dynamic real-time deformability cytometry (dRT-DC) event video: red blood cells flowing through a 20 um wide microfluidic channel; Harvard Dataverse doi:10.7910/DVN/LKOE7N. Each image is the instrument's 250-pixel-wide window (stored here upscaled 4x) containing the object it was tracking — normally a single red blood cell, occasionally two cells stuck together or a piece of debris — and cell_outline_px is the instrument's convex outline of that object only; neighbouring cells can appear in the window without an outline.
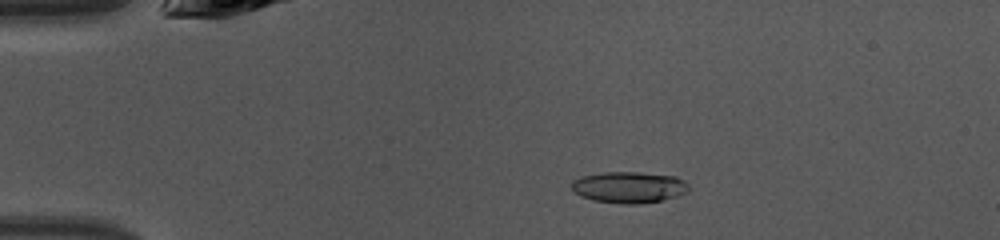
{"species": "common noctule bat (a hibernating species)", "species_latin": "Nyctalus noctula", "temperature_condition": "warm", "stored_images_in_passage": 45, "camera_frame_rate_fps": 3000, "um_per_image_px": 0.085, "animal": {"sex": "female", "body_mass_g": 10.0, "forearm_length_mm": 53.1}, "frame": {"image": 1, "passage_image": 8, "time_ms": 2.333, "image_size_px": [1000, 240], "cell_outline_px": [[688, 192], [676, 196], [660, 200], [640, 204], [620, 204], [592, 200], [580, 196], [572, 188], [572, 180], [580, 176], [604, 172], [640, 172], [676, 176], [684, 180], [688, 184]], "centroid_in_image_um": [53.45, 15.91], "position_along_channel_um": 31.5, "area_um2": 21.5}}
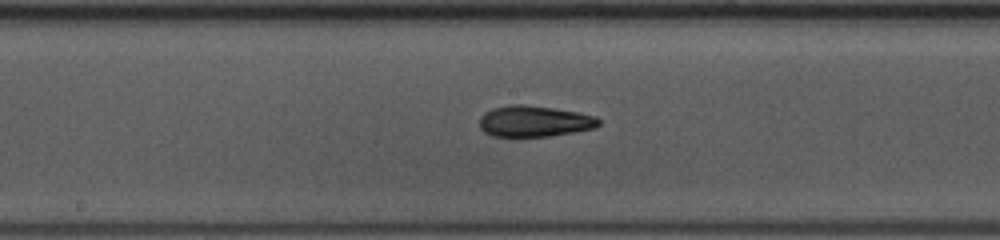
{"frame": {"image": 2, "passage_image": 23, "time_ms": 7.333, "image_size_px": [1000, 240], "cell_outline_px": [[600, 124], [596, 128], [548, 136], [492, 136], [484, 132], [480, 128], [480, 116], [484, 112], [492, 108], [508, 104], [520, 104], [552, 108], [576, 112], [596, 116], [600, 120]], "centroid_in_image_um": [45.39, 10.3], "position_along_channel_um": 202.8, "area_um2": 21.56}}
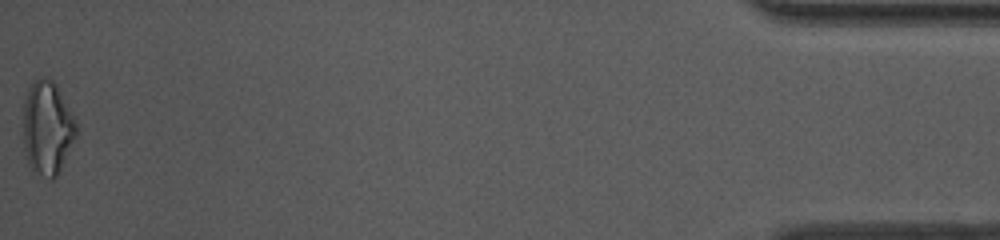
{"frame": {"image": 3, "passage_image": 45, "time_ms": 14.667, "image_size_px": [1000, 240], "cell_outline_px": [[80, 132], [56, 176], [52, 180], [32, 168], [28, 164], [24, 156], [24, 100], [28, 88], [36, 80], [44, 76], [52, 80], [56, 84], [76, 120], [80, 128]], "centroid_in_image_um": [4.06, 10.86], "position_along_channel_um": 431.1, "area_um2": 29.13}, "authors_computed_cell_mechanics": {"area_um2": 21.4438, "velocity_mm_per_s": 4.3522, "shape_relaxation_time_tau1_ms": 5.5245, "shape_relaxation_time_tau2_ms": 2.0103, "deformation_change_tau1": 0.2059, "deformation_change_tau2": 0.1036}}